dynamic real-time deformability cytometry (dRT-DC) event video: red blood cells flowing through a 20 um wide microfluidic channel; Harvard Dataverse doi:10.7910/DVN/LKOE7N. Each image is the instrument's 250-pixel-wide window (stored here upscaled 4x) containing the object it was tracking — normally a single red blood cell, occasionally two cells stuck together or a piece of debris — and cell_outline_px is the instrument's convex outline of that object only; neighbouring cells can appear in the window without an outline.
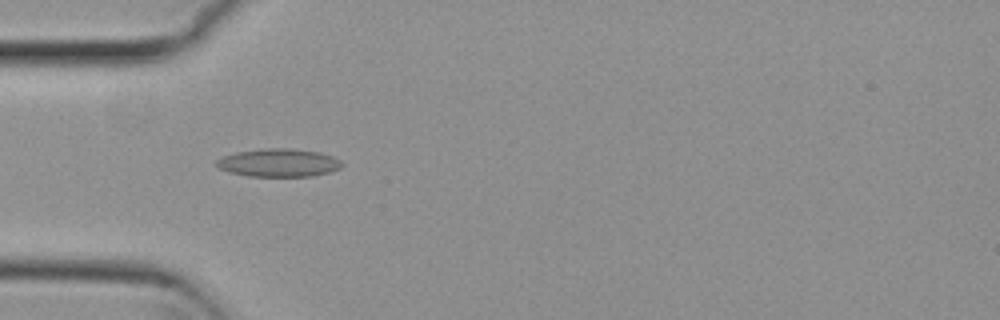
{"species": "common noctule bat (a hibernating species)", "species_latin": "Nyctalus noctula", "temperature_condition": "cold", "stored_images_in_passage": 43, "camera_frame_rate_fps": 3000, "um_per_image_px": 0.085, "animal": {"sex": "female", "body_mass_g": 29.2, "forearm_length_mm": 56.3}, "frame": {"image": 1, "passage_image": 6, "time_ms": 1.667, "image_size_px": [1000, 320], "cell_outline_px": [[344, 164], [340, 168], [328, 172], [312, 176], [248, 176], [228, 172], [220, 168], [216, 164], [216, 160], [224, 156], [236, 152], [268, 148], [288, 148], [320, 152], [332, 156], [340, 160]], "centroid_in_image_um": [23.7, 13.83], "position_along_channel_um": 61.3, "area_um2": 20.4}}
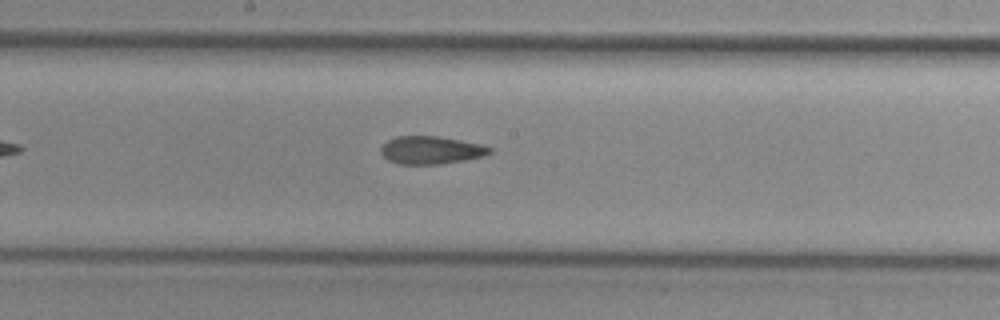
{"frame": {"image": 2, "passage_image": 18, "time_ms": 5.667, "image_size_px": [1000, 320], "cell_outline_px": [[492, 152], [484, 156], [464, 160], [440, 164], [400, 164], [388, 160], [380, 152], [380, 148], [388, 140], [396, 136], [436, 136], [460, 140], [480, 144], [492, 148]], "centroid_in_image_um": [36.63, 12.76], "position_along_channel_um": 211.6, "area_um2": 17.57}}
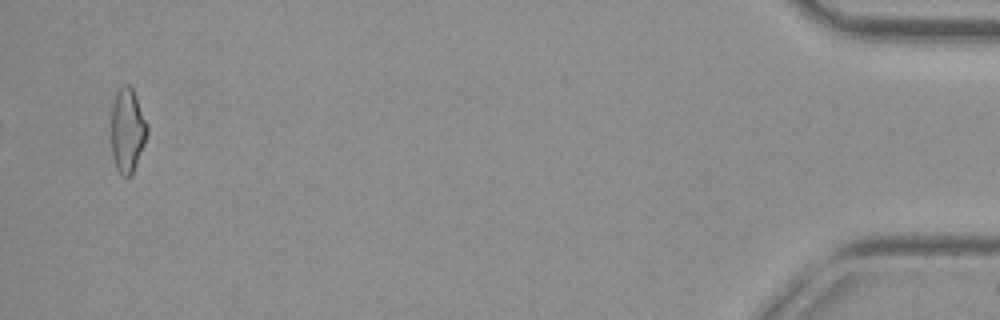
{"frame": {"image": 3, "passage_image": 42, "time_ms": 13.667, "image_size_px": [1000, 320], "cell_outline_px": [[148, 132], [144, 144], [132, 176], [120, 176], [116, 168], [112, 156], [112, 104], [116, 92], [124, 84], [128, 84], [132, 88], [136, 96], [148, 124]], "centroid_in_image_um": [10.84, 11.1], "position_along_channel_um": 424.4, "area_um2": 17.74}, "authors_computed_cell_mechanics": {"area_um2": 18.0914, "velocity_mm_per_s": 3.7948, "shape_relaxation_time_tau1_ms": null, "shape_relaxation_time_tau2_ms": 3.2128, "deformation_change_tau1": null, "deformation_change_tau2": 0.1145}}